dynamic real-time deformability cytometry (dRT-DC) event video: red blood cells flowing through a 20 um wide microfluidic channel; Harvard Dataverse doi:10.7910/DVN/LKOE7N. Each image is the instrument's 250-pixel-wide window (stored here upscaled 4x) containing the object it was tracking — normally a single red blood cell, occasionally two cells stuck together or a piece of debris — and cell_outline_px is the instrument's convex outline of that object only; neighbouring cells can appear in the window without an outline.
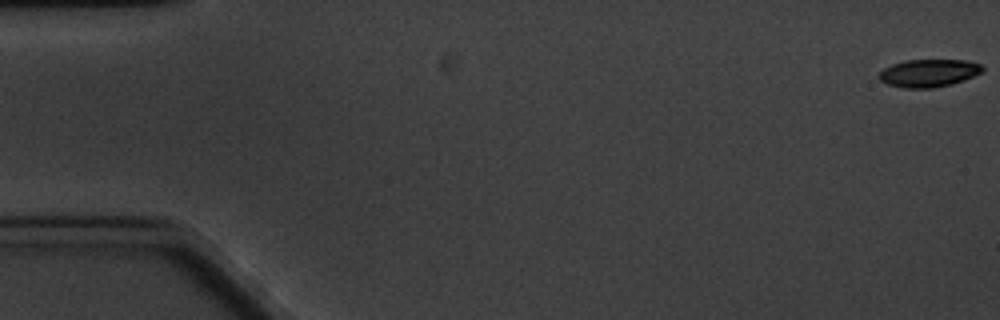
{"species": "common noctule bat (a hibernating species)", "species_latin": "Nyctalus noctula", "temperature_condition": "cold", "stored_images_in_passage": 3, "camera_frame_rate_fps": 3000, "um_per_image_px": 0.085, "animal": {"sex": "male", "body_mass_g": 20.1, "forearm_length_mm": 53.5}, "frame": {"image": 1, "passage_image": 1, "time_ms": 0.0, "image_size_px": [1000, 320], "cell_outline_px": [[984, 68], [980, 72], [964, 80], [952, 84], [932, 88], [904, 88], [888, 84], [880, 80], [880, 72], [884, 68], [892, 64], [904, 60], [964, 60], [980, 64]], "centroid_in_image_um": [78.93, 6.21], "position_along_channel_um": 6.1, "area_um2": 16.53}}